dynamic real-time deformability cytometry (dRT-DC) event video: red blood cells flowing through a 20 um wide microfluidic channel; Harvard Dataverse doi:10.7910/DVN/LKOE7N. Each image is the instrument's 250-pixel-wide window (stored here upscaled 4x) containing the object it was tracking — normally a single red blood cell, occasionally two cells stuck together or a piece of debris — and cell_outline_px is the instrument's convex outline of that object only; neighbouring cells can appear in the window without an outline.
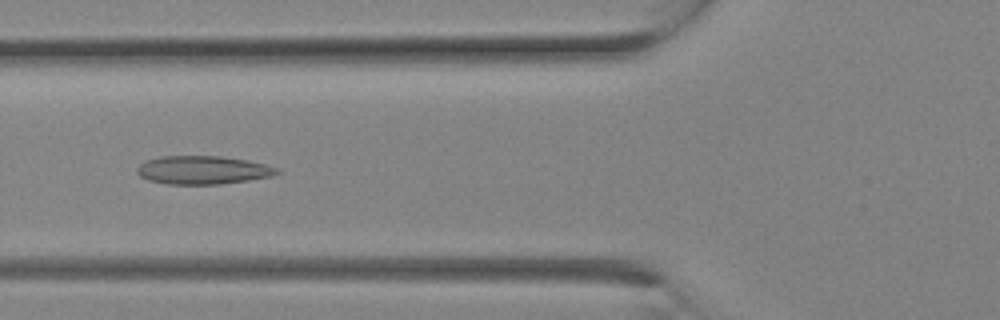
{"species": "Egyptian fruit bat (a non-hibernating species)", "species_latin": "Rousettus aegyptiacus", "temperature_condition": "room temperature", "stored_images_in_passage": 5, "camera_frame_rate_fps": 3000, "um_per_image_px": 0.085, "animal": {"sex": "female"}, "frame": {"image": 1, "passage_image": 4, "time_ms": 1.0, "image_size_px": [1000, 320], "cell_outline_px": [[280, 172], [272, 176], [248, 180], [220, 184], [164, 184], [148, 180], [140, 176], [136, 172], [136, 168], [140, 164], [148, 160], [160, 156], [220, 156], [248, 160], [280, 168]], "centroid_in_image_um": [17.24, 14.45], "position_along_channel_um": 108.6, "area_um2": 23.18}}